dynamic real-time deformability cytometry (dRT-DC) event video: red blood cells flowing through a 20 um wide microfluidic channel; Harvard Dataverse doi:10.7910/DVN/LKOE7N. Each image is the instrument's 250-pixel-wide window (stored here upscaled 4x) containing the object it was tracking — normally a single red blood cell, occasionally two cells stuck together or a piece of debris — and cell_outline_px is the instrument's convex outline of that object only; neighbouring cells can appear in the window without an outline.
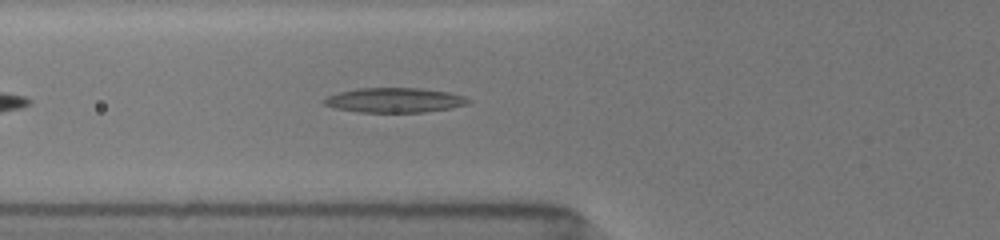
{"species": "common noctule bat (a hibernating species)", "species_latin": "Nyctalus noctula", "temperature_condition": "room temperature", "stored_images_in_passage": 10, "camera_frame_rate_fps": 3000, "um_per_image_px": 0.085, "animal": {"sex": "female", "body_mass_g": 19.5, "forearm_length_mm": 54.1}, "frame": {"image": 1, "passage_image": 6, "time_ms": 1.0, "image_size_px": [1000, 240], "cell_outline_px": [[472, 100], [468, 104], [448, 108], [424, 112], [356, 112], [332, 108], [324, 104], [324, 100], [328, 96], [340, 92], [356, 88], [420, 88], [448, 92], [464, 96]], "centroid_in_image_um": [33.52, 8.51], "position_along_channel_um": 92.3, "area_um2": 20.75}}